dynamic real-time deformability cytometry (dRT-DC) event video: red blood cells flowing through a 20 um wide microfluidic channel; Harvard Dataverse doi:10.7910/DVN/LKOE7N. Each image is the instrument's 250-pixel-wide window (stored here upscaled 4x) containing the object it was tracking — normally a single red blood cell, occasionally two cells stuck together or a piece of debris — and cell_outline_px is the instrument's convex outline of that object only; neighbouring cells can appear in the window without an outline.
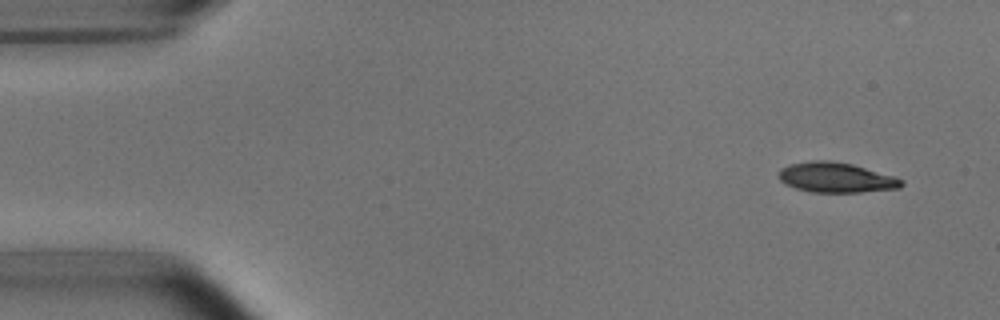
{"species": "common noctule bat (a hibernating species)", "species_latin": "Nyctalus noctula", "temperature_condition": "room temperature", "stored_images_in_passage": 4, "camera_frame_rate_fps": 3000, "um_per_image_px": 0.085, "animal": {"sex": "male", "body_mass_g": 15.6}, "frame": {"image": 1, "passage_image": 1, "time_ms": 0.0, "image_size_px": [1000, 320], "cell_outline_px": [[904, 184], [900, 188], [860, 192], [812, 192], [796, 188], [784, 184], [780, 180], [780, 168], [788, 164], [812, 160], [828, 160], [852, 164], [892, 176], [904, 180]], "centroid_in_image_um": [71.04, 15.09], "position_along_channel_um": 14.0, "area_um2": 21.39}}
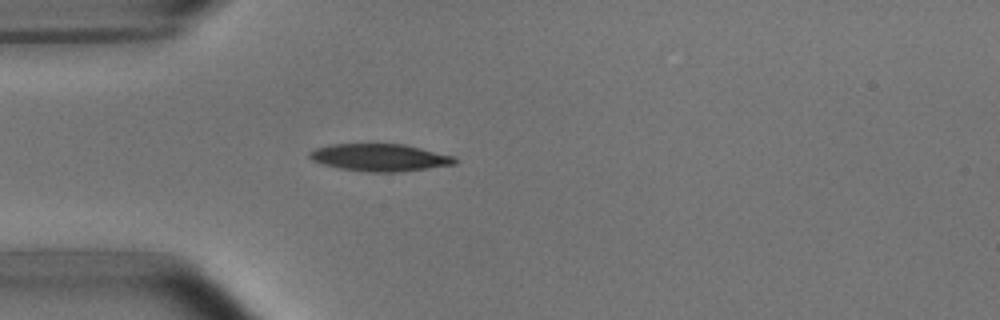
{"frame": {"image": 2, "passage_image": 4, "time_ms": 3.667, "image_size_px": [1000, 320], "cell_outline_px": [[456, 164], [396, 172], [372, 172], [340, 168], [324, 164], [312, 160], [308, 156], [308, 152], [316, 148], [328, 144], [404, 144], [456, 156]], "centroid_in_image_um": [32.28, 13.37], "position_along_channel_um": 52.7, "area_um2": 23.0}}